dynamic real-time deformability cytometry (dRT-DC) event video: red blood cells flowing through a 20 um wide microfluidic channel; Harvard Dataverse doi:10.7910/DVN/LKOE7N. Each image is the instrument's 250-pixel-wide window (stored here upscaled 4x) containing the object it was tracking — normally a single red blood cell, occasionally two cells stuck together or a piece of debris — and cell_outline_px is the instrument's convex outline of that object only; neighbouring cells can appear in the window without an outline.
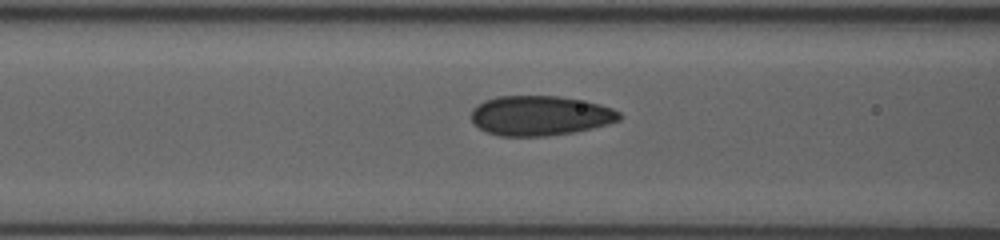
{"species": "human", "species_latin": "Homo sapiens", "temperature_condition": "room temperature", "stored_images_in_passage": 42, "camera_frame_rate_fps": 3000, "um_per_image_px": 0.085, "donor": {"sex": "female"}, "frame": {"image": 1, "passage_image": 17, "time_ms": 5.333, "image_size_px": [1000, 240], "cell_outline_px": [[620, 120], [608, 124], [592, 128], [572, 132], [544, 136], [500, 136], [488, 132], [480, 128], [472, 120], [472, 108], [476, 104], [484, 100], [496, 96], [560, 96], [600, 104], [612, 108], [620, 112]], "centroid_in_image_um": [45.9, 9.82], "position_along_channel_um": 120.7, "area_um2": 34.28}}
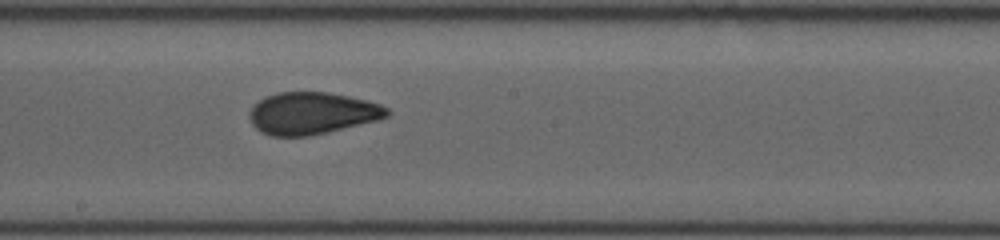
{"frame": {"image": 2, "passage_image": 25, "time_ms": 8.0, "image_size_px": [1000, 240], "cell_outline_px": [[392, 112], [388, 116], [376, 120], [308, 136], [272, 136], [260, 132], [252, 124], [248, 116], [252, 108], [260, 100], [276, 92], [328, 92], [368, 100], [380, 104], [388, 108]], "centroid_in_image_um": [26.53, 9.62], "position_along_channel_um": 221.7, "area_um2": 33.47}}
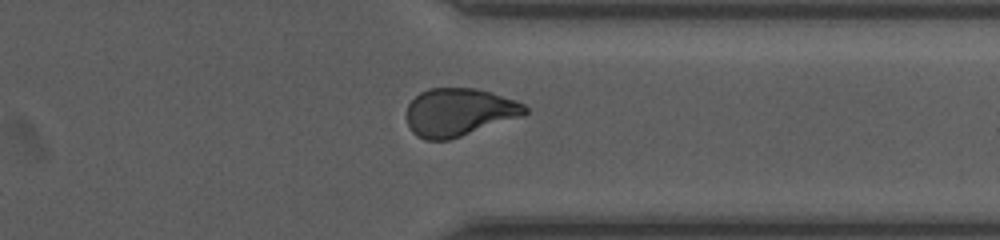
{"frame": {"image": 3, "passage_image": 37, "time_ms": 12.0, "image_size_px": [1000, 240], "cell_outline_px": [[528, 112], [524, 116], [448, 140], [424, 140], [416, 136], [412, 132], [408, 124], [408, 104], [420, 92], [428, 88], [476, 88], [492, 92], [516, 100], [524, 104], [528, 108]], "centroid_in_image_um": [39.05, 9.53], "position_along_channel_um": 372.4, "area_um2": 33.18}}